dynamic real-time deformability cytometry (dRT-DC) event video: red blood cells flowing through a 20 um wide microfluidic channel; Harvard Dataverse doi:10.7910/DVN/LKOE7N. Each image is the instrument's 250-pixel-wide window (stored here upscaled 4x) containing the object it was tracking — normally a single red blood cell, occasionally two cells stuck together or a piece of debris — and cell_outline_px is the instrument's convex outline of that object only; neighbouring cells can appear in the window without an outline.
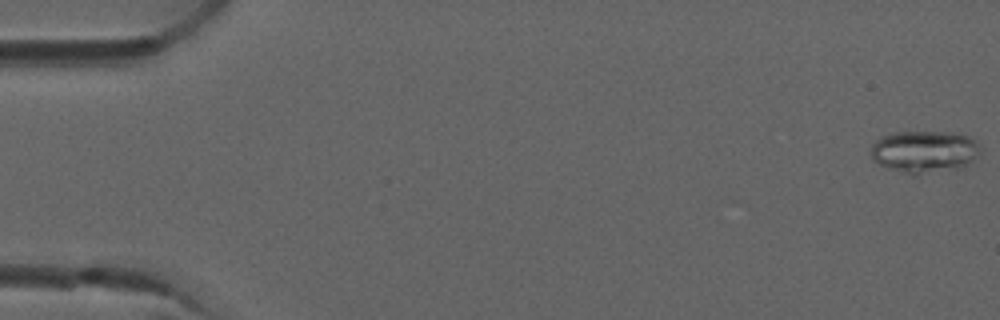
{"species": "common noctule bat (a hibernating species)", "species_latin": "Nyctalus noctula", "temperature_condition": "room temperature", "stored_images_in_passage": 3, "camera_frame_rate_fps": 3000, "um_per_image_px": 0.085, "animal": {"sex": "male", "forearm_length_mm": 52.5}, "frame": {"image": 1, "passage_image": 1, "time_ms": 0.0, "image_size_px": [1000, 320], "cell_outline_px": [[984, 148], [972, 160], [956, 168], [916, 176], [912, 176], [888, 168], [872, 160], [872, 144], [880, 136], [892, 132], [952, 132], [968, 136], [976, 140]], "centroid_in_image_um": [78.56, 12.88], "position_along_channel_um": 6.4, "area_um2": 27.17}}